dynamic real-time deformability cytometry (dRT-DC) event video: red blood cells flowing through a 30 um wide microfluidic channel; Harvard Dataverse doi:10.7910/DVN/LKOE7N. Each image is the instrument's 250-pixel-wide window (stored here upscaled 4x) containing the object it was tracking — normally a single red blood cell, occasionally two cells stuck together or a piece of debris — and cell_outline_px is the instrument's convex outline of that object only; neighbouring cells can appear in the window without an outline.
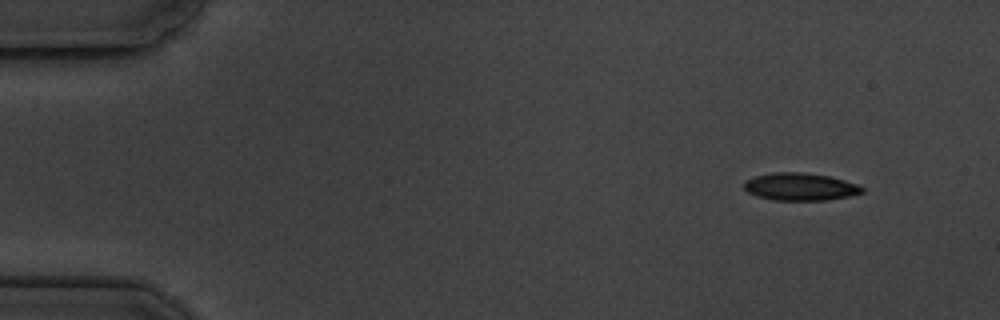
{"species": "common noctule bat (a hibernating species)", "species_latin": "Nyctalus noctula", "temperature_condition": "cold", "stored_images_in_passage": 5, "camera_frame_rate_fps": 3000, "um_per_image_px": 0.085, "animal": {"sex": "male", "body_mass_g": 19.5, "forearm_length_mm": 54.6}, "frame": {"image": 1, "passage_image": 1, "time_ms": 0.0, "image_size_px": [1000, 320], "cell_outline_px": [[864, 192], [848, 196], [828, 200], [772, 200], [756, 196], [748, 192], [744, 188], [744, 180], [756, 176], [772, 172], [804, 172], [828, 176], [844, 180], [856, 184], [864, 188]], "centroid_in_image_um": [67.99, 15.87], "position_along_channel_um": 17.0, "area_um2": 18.96}}
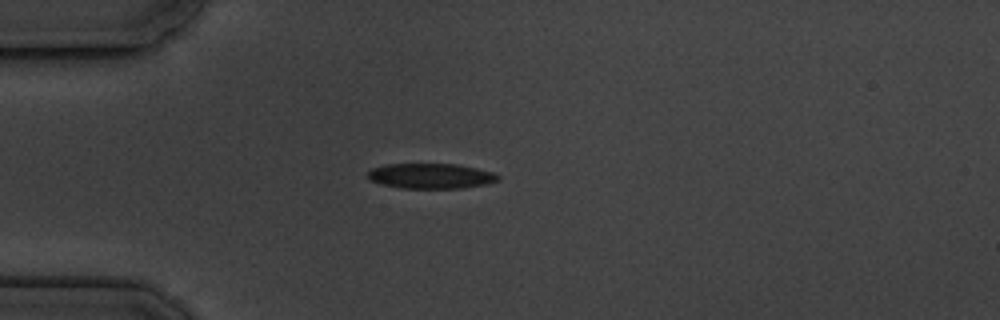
{"frame": {"image": 2, "passage_image": 3, "time_ms": 3.333, "image_size_px": [1000, 320], "cell_outline_px": [[500, 180], [488, 184], [460, 188], [404, 188], [380, 184], [368, 180], [368, 172], [372, 168], [384, 164], [456, 164], [476, 168], [492, 172], [500, 176]], "centroid_in_image_um": [36.61, 14.96], "position_along_channel_um": 48.4, "area_um2": 19.19}}